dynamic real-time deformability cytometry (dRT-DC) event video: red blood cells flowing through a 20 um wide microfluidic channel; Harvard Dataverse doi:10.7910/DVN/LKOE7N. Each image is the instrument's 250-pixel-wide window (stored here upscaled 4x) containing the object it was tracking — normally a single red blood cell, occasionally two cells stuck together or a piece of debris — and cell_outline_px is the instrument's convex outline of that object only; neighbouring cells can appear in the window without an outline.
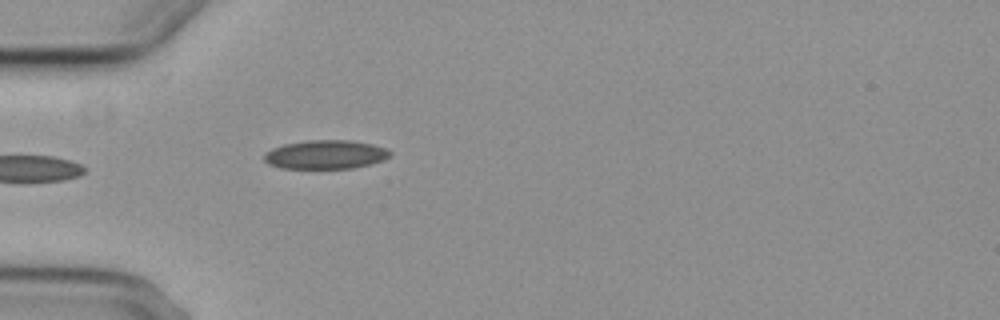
{"species": "common noctule bat (a hibernating species)", "species_latin": "Nyctalus noctula", "temperature_condition": "cold", "stored_images_in_passage": 6, "camera_frame_rate_fps": 3000, "um_per_image_px": 0.085, "animal": {"sex": "female", "body_mass_g": 29.2, "forearm_length_mm": 56.3}, "frame": {"image": 1, "passage_image": 6, "time_ms": 5.667, "image_size_px": [1000, 320], "cell_outline_px": [[392, 152], [384, 160], [372, 164], [352, 168], [280, 168], [268, 164], [264, 160], [264, 152], [272, 148], [284, 144], [308, 140], [352, 140], [372, 144], [384, 148]], "centroid_in_image_um": [27.65, 13.13], "position_along_channel_um": 57.3, "area_um2": 21.21}}